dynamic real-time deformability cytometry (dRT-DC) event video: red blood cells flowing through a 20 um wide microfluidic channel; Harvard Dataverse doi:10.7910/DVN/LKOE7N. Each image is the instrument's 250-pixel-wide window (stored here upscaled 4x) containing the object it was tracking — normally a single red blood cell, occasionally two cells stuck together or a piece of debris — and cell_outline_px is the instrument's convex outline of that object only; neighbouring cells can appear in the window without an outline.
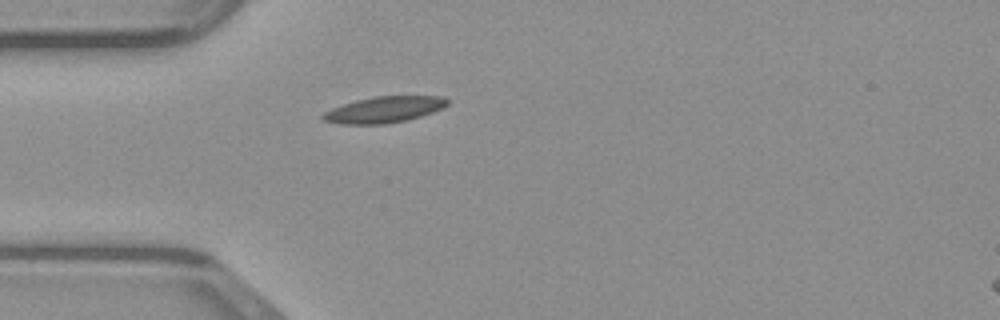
{"species": "common noctule bat (a hibernating species)", "species_latin": "Nyctalus noctula", "temperature_condition": "warm", "stored_images_in_passage": 36, "camera_frame_rate_fps": 3000, "um_per_image_px": 0.085, "animal": {"sex": "male", "body_mass_g": 23.1, "forearm_length_mm": 52.7}, "frame": {"image": 1, "passage_image": 1, "time_ms": 0.0, "image_size_px": [1000, 320], "cell_outline_px": [[448, 104], [444, 108], [408, 120], [384, 124], [340, 124], [324, 120], [320, 116], [324, 112], [332, 108], [356, 100], [372, 96], [444, 96], [448, 100]], "centroid_in_image_um": [32.66, 9.31], "position_along_channel_um": 52.3, "area_um2": 19.02}}
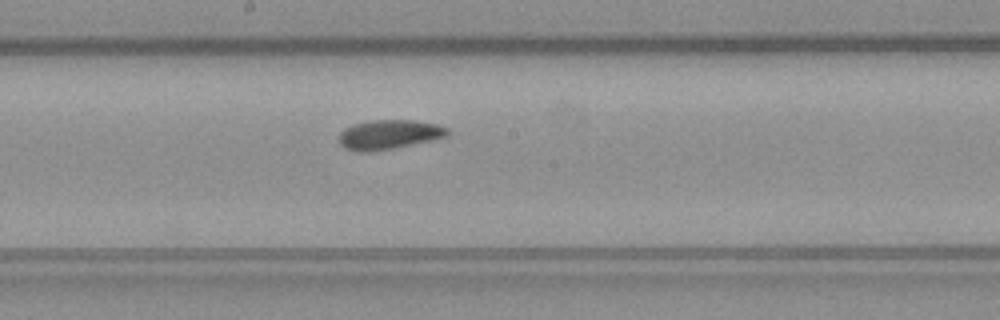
{"frame": {"image": 2, "passage_image": 13, "time_ms": 4.0, "image_size_px": [1000, 320], "cell_outline_px": [[448, 136], [432, 140], [392, 148], [368, 152], [360, 152], [344, 148], [340, 144], [340, 132], [344, 128], [352, 124], [368, 120], [412, 120], [436, 124], [448, 128]], "centroid_in_image_um": [33.04, 11.43], "position_along_channel_um": 215.2, "area_um2": 18.55}}
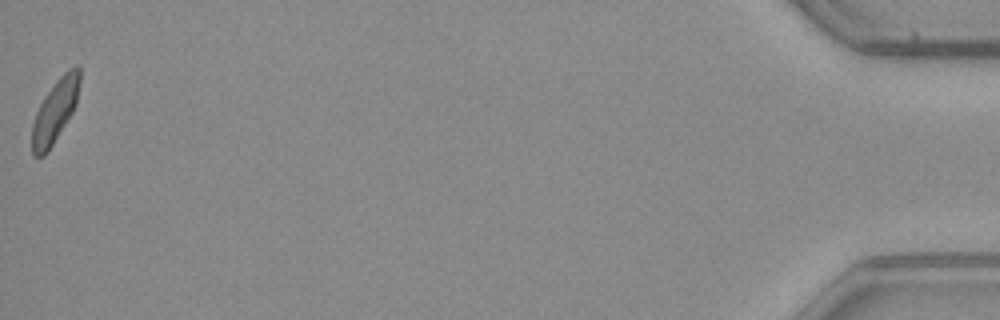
{"frame": {"image": 3, "passage_image": 36, "time_ms": 11.667, "image_size_px": [1000, 320], "cell_outline_px": [[80, 80], [76, 104], [72, 112], [48, 152], [44, 156], [32, 156], [32, 124], [36, 112], [44, 96], [56, 80], [68, 68], [76, 64], [80, 64]], "centroid_in_image_um": [4.68, 9.4], "position_along_channel_um": 430.5, "area_um2": 17.51}}